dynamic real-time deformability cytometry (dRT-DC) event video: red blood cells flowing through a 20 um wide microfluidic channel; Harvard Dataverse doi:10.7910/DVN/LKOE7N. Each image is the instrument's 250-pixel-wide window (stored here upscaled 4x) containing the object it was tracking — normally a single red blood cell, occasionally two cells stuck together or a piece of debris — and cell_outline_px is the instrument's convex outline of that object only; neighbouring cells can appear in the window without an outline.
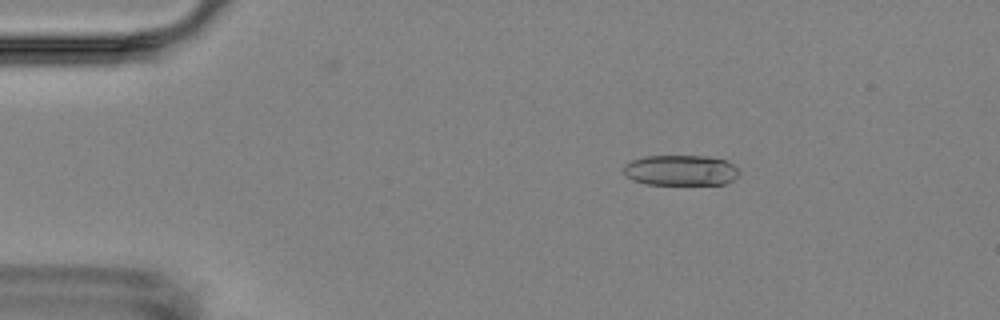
{"species": "Egyptian fruit bat (a non-hibernating species)", "species_latin": "Rousettus aegyptiacus", "temperature_condition": "room temperature", "stored_images_in_passage": 4, "camera_frame_rate_fps": 3000, "um_per_image_px": 0.085, "animal": {"sex": "female"}, "frame": {"image": 1, "passage_image": 2, "time_ms": 1.333, "image_size_px": [1000, 320], "cell_outline_px": [[740, 172], [732, 180], [724, 184], [644, 184], [632, 180], [624, 172], [624, 164], [632, 160], [644, 156], [708, 156], [724, 160], [732, 164]], "centroid_in_image_um": [57.83, 14.47], "position_along_channel_um": 27.2, "area_um2": 20.46}}